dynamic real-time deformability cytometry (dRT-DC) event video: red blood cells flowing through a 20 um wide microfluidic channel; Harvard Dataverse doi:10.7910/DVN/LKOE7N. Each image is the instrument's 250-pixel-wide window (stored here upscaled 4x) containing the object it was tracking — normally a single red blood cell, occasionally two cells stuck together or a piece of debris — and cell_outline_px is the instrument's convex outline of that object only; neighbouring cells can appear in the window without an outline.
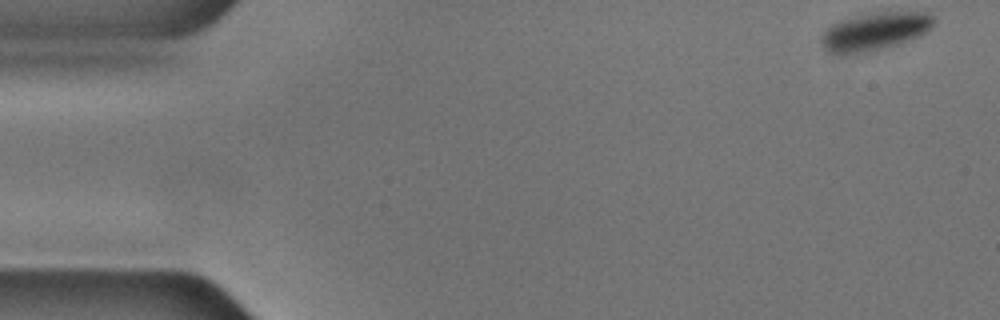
{"species": "common noctule bat (a hibernating species)", "species_latin": "Nyctalus noctula", "temperature_condition": "cold", "stored_images_in_passage": 13, "camera_frame_rate_fps": 3000, "um_per_image_px": 0.085, "animal": {"sex": "male", "body_mass_g": 17.9, "forearm_length_mm": 54.2}, "frame": {"image": 1, "passage_image": 1, "time_ms": 0.0, "image_size_px": [1000, 320], "cell_outline_px": [[936, 20], [932, 28], [928, 32], [920, 36], [900, 44], [864, 52], [828, 52], [824, 48], [820, 40], [820, 36], [832, 24], [840, 20], [872, 12], [928, 12]], "centroid_in_image_um": [74.43, 2.64], "position_along_channel_um": 10.6, "area_um2": 24.68}}
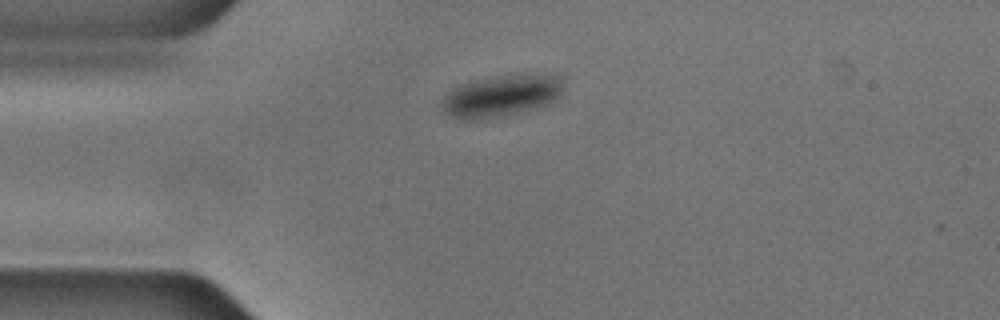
{"frame": {"image": 2, "passage_image": 12, "time_ms": 3.667, "image_size_px": [1000, 320], "cell_outline_px": [[564, 76], [560, 96], [556, 100], [548, 104], [536, 108], [516, 112], [472, 120], [460, 120], [444, 112], [444, 96], [452, 88], [460, 84], [492, 76], [524, 72]], "centroid_in_image_um": [42.67, 8.09], "position_along_channel_um": 42.3, "area_um2": 29.71}}